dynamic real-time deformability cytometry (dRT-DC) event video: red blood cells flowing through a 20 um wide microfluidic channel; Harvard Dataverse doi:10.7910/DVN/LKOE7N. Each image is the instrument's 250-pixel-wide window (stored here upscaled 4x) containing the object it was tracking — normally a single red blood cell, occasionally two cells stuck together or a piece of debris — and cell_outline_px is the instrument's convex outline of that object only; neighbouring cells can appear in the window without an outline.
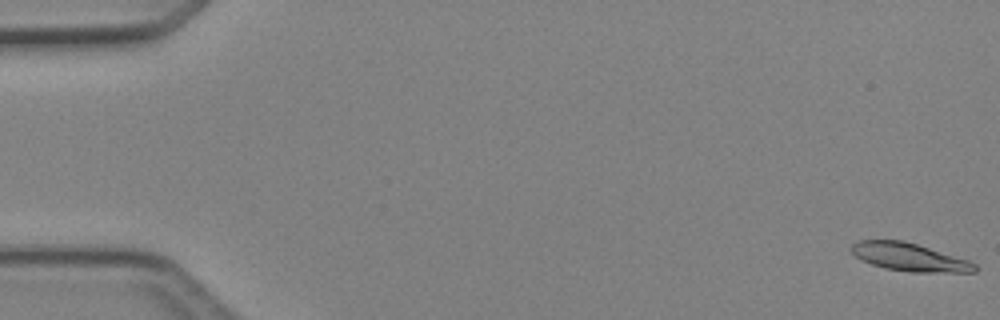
{"species": "Egyptian fruit bat (a non-hibernating species)", "species_latin": "Rousettus aegyptiacus", "temperature_condition": "cold", "stored_images_in_passage": 49, "camera_frame_rate_fps": 3000, "um_per_image_px": 0.085, "animal": {"sex": "female"}, "frame": {"image": 1, "passage_image": 1, "time_ms": 0.0, "image_size_px": [1000, 320], "cell_outline_px": [[976, 272], [912, 272], [884, 268], [872, 264], [856, 256], [848, 248], [852, 244], [860, 240], [904, 240], [968, 260], [976, 264]], "centroid_in_image_um": [77.28, 21.85], "position_along_channel_um": 7.7, "area_um2": 19.94}}
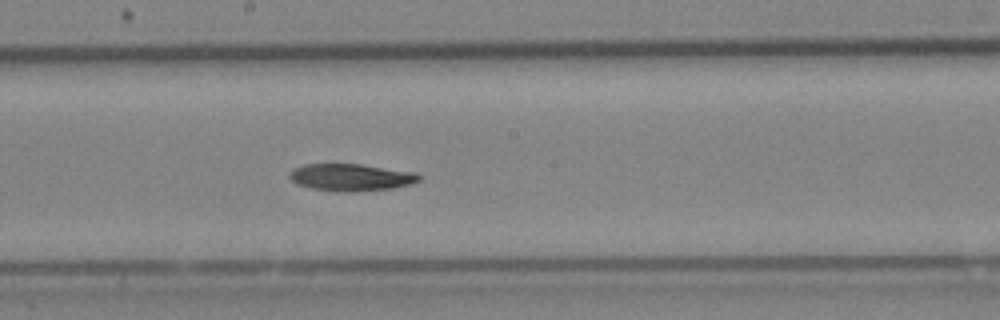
{"frame": {"image": 2, "passage_image": 27, "time_ms": 8.667, "image_size_px": [1000, 320], "cell_outline_px": [[420, 180], [412, 184], [392, 188], [356, 192], [336, 192], [312, 188], [296, 184], [288, 176], [296, 168], [304, 164], [360, 164], [416, 172], [420, 176]], "centroid_in_image_um": [29.86, 15.08], "position_along_channel_um": 218.3, "area_um2": 20.52}}
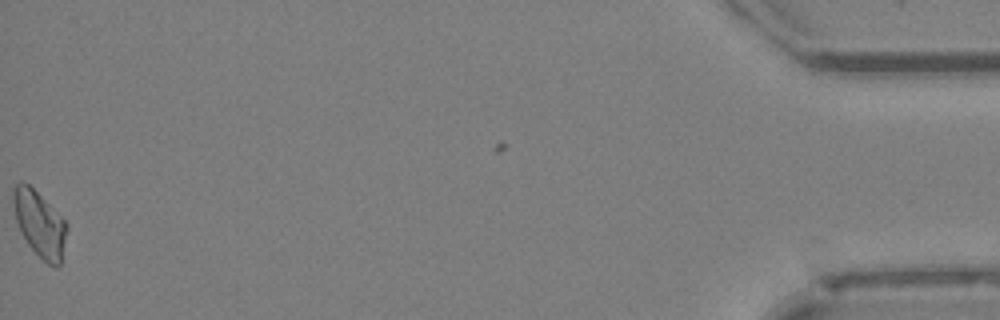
{"frame": {"image": 3, "passage_image": 49, "time_ms": 16.0, "image_size_px": [1000, 320], "cell_outline_px": [[68, 228], [60, 264], [56, 268], [48, 264], [28, 244], [16, 220], [12, 200], [12, 188], [16, 184], [28, 184], [68, 224]], "centroid_in_image_um": [3.37, 19.05], "position_along_channel_um": 431.8, "area_um2": 19.88}}